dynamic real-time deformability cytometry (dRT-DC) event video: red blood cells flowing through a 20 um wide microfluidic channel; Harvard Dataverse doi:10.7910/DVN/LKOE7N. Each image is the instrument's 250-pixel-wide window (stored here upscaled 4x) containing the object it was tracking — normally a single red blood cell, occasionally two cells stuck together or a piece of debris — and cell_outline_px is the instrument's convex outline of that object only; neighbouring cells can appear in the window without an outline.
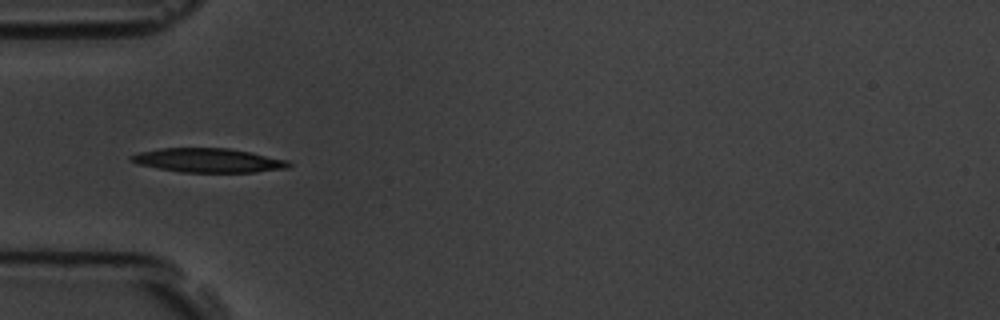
{"species": "common noctule bat (a hibernating species)", "species_latin": "Nyctalus noctula", "temperature_condition": "room temperature", "stored_images_in_passage": 7, "camera_frame_rate_fps": 3000, "um_per_image_px": 0.085, "animal": {"sex": "male", "body_mass_g": 19.5, "forearm_length_mm": 54.6}, "frame": {"image": 1, "passage_image": 5, "time_ms": 4.333, "image_size_px": [1000, 320], "cell_outline_px": [[292, 164], [288, 168], [256, 172], [180, 172], [136, 164], [128, 160], [128, 156], [140, 152], [160, 148], [228, 148], [252, 152], [288, 160]], "centroid_in_image_um": [17.69, 13.63], "position_along_channel_um": 67.3, "area_um2": 22.31}}
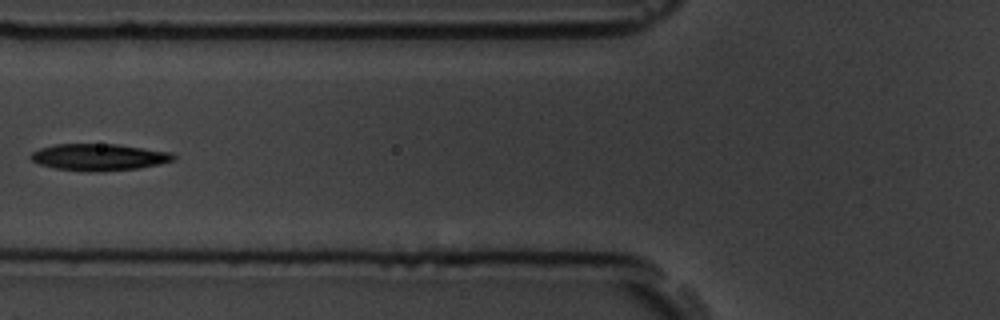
{"frame": {"image": 2, "passage_image": 6, "time_ms": 5.667, "image_size_px": [1000, 320], "cell_outline_px": [[176, 160], [160, 164], [140, 168], [96, 172], [56, 168], [40, 164], [32, 160], [28, 156], [32, 152], [40, 148], [56, 144], [116, 144], [172, 152], [176, 156]], "centroid_in_image_um": [8.45, 13.35], "position_along_channel_um": 117.3, "area_um2": 22.25}}
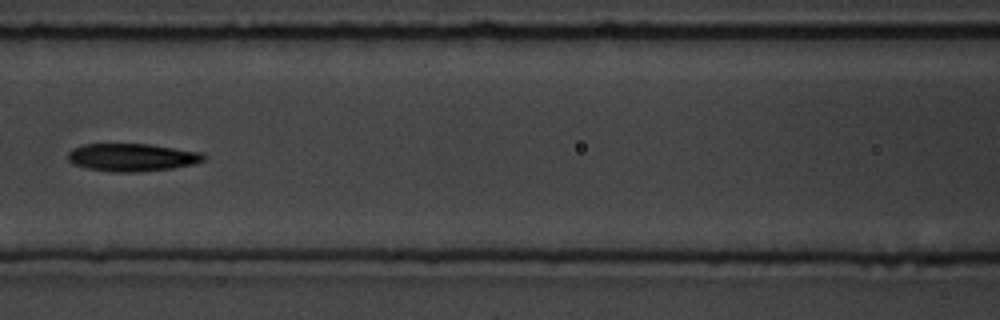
{"frame": {"image": 3, "passage_image": 7, "time_ms": 6.667, "image_size_px": [1000, 320], "cell_outline_px": [[204, 160], [192, 164], [172, 168], [136, 172], [112, 172], [88, 168], [72, 164], [68, 160], [68, 152], [72, 148], [84, 144], [148, 144], [200, 152], [204, 156]], "centroid_in_image_um": [11.16, 13.37], "position_along_channel_um": 155.4, "area_um2": 21.79}}